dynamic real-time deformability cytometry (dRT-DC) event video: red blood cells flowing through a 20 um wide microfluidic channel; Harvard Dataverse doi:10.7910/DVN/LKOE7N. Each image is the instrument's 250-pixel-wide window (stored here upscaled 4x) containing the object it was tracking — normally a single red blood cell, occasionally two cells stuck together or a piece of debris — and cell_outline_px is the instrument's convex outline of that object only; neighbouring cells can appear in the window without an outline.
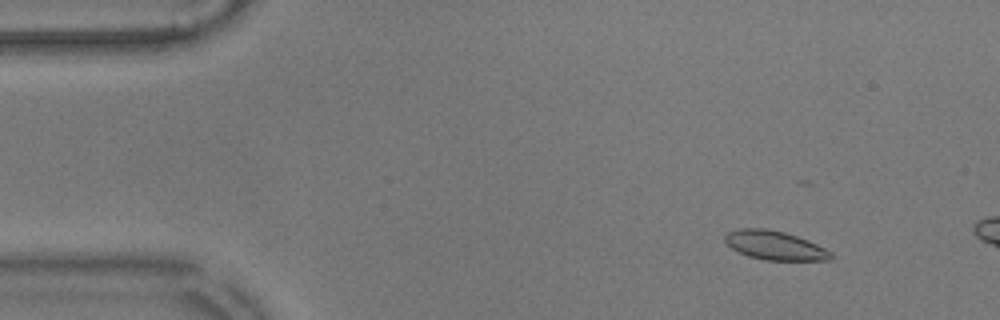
{"species": "common noctule bat (a hibernating species)", "species_latin": "Nyctalus noctula", "temperature_condition": "warm", "stored_images_in_passage": 8, "camera_frame_rate_fps": 3000, "um_per_image_px": 0.085, "animal": {"sex": "male", "body_mass_g": 17.9}, "frame": {"image": 1, "passage_image": 3, "time_ms": 0.667, "image_size_px": [1000, 320], "cell_outline_px": [[832, 260], [764, 260], [748, 256], [732, 248], [724, 240], [724, 236], [728, 232], [740, 228], [764, 228], [784, 232], [808, 240], [832, 252]], "centroid_in_image_um": [65.86, 20.86], "position_along_channel_um": 19.1, "area_um2": 17.74}}